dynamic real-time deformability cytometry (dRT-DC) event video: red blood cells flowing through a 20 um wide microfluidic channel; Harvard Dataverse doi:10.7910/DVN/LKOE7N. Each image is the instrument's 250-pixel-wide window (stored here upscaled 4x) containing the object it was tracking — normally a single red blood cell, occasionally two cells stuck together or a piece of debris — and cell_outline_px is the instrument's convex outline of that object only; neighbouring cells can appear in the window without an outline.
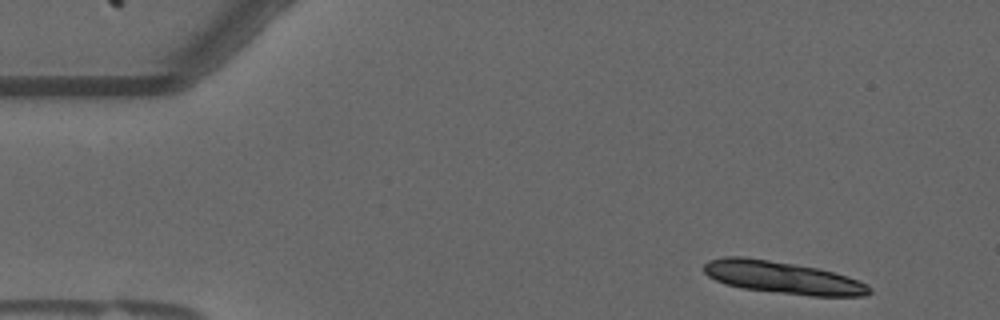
{"species": "common noctule bat (a hibernating species)", "species_latin": "Nyctalus noctula", "temperature_condition": "warm", "stored_images_in_passage": 13, "camera_frame_rate_fps": 3000, "um_per_image_px": 0.085, "animal": {"sex": "male", "forearm_length_mm": 52.5}, "frame": {"image": 1, "passage_image": 3, "time_ms": 0.667, "image_size_px": [1000, 320], "cell_outline_px": [[872, 292], [864, 296], [808, 296], [740, 288], [716, 280], [708, 276], [704, 272], [704, 264], [708, 260], [724, 256], [744, 256], [796, 264], [816, 268], [848, 276], [868, 284], [872, 288]], "centroid_in_image_um": [66.53, 23.59], "position_along_channel_um": 18.5, "area_um2": 31.33}}